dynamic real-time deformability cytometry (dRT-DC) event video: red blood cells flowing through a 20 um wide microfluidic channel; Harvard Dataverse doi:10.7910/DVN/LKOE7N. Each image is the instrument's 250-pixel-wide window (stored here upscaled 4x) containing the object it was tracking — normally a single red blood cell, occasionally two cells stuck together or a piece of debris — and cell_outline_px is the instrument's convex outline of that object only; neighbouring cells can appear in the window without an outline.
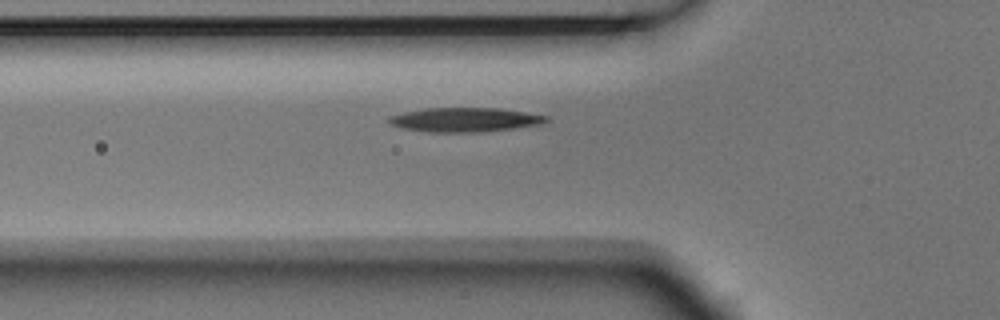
{"species": "Egyptian fruit bat (a non-hibernating species)", "species_latin": "Rousettus aegyptiacus", "temperature_condition": "room temperature", "stored_images_in_passage": 5, "camera_frame_rate_fps": 3000, "um_per_image_px": 0.085, "animal": {"sex": "male"}, "frame": {"image": 1, "passage_image": 5, "time_ms": 1.333, "image_size_px": [1000, 320], "cell_outline_px": [[548, 120], [544, 124], [480, 132], [428, 132], [400, 128], [392, 124], [388, 120], [388, 116], [404, 112], [428, 108], [500, 108], [548, 116]], "centroid_in_image_um": [39.51, 10.18], "position_along_channel_um": 86.3, "area_um2": 22.14}}